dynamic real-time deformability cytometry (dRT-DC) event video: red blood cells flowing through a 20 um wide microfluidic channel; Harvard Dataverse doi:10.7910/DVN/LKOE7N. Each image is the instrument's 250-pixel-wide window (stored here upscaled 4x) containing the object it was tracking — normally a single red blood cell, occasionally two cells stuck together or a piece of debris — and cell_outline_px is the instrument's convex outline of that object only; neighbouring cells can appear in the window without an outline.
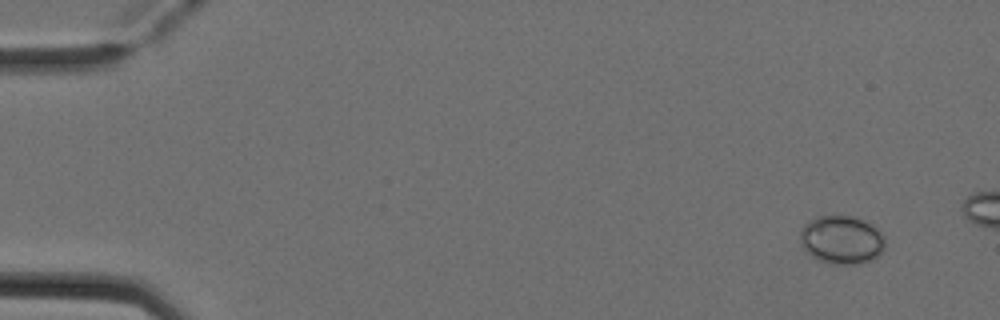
{"species": "Egyptian fruit bat (a non-hibernating species)", "species_latin": "Rousettus aegyptiacus", "temperature_condition": "cold", "stored_images_in_passage": 3, "camera_frame_rate_fps": 3000, "um_per_image_px": 0.085, "animal": {"sex": "female"}, "frame": {"image": 1, "passage_image": 1, "time_ms": 0.0, "image_size_px": [1000, 320], "cell_outline_px": [[884, 248], [872, 260], [860, 264], [832, 264], [820, 260], [812, 256], [800, 244], [800, 228], [808, 220], [816, 216], [852, 216], [864, 220], [872, 224], [884, 236]], "centroid_in_image_um": [71.52, 20.37], "position_along_channel_um": 13.5, "area_um2": 24.04}}